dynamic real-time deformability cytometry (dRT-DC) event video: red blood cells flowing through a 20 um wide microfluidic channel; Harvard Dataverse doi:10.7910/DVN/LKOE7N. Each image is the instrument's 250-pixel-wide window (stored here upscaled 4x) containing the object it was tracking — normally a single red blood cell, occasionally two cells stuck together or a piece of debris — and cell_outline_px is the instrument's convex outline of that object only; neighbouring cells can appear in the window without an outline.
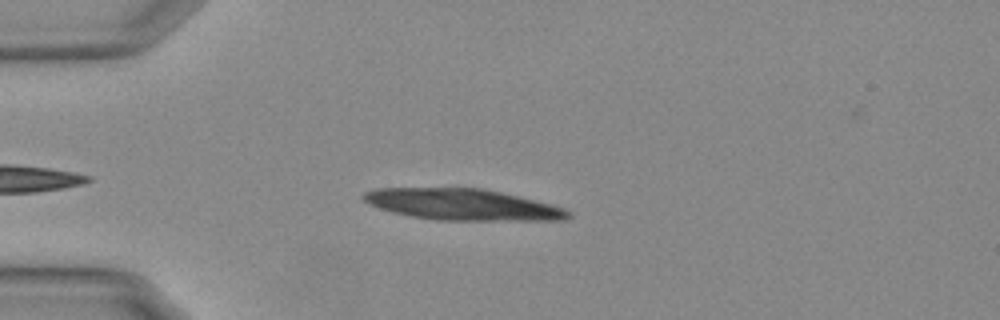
{"species": "Egyptian fruit bat (a non-hibernating species)", "species_latin": "Rousettus aegyptiacus", "temperature_condition": "warm", "stored_images_in_passage": 17, "camera_frame_rate_fps": 3000, "um_per_image_px": 0.085, "animal": {"sex": "female"}, "frame": {"image": 1, "passage_image": 6, "time_ms": 1.667, "image_size_px": [1000, 320], "cell_outline_px": [[572, 216], [564, 220], [440, 220], [412, 216], [380, 208], [364, 200], [360, 196], [364, 192], [376, 188], [480, 188], [500, 192], [552, 204], [564, 208], [572, 212]], "centroid_in_image_um": [39.36, 17.38], "position_along_channel_um": 45.6, "area_um2": 36.93}}